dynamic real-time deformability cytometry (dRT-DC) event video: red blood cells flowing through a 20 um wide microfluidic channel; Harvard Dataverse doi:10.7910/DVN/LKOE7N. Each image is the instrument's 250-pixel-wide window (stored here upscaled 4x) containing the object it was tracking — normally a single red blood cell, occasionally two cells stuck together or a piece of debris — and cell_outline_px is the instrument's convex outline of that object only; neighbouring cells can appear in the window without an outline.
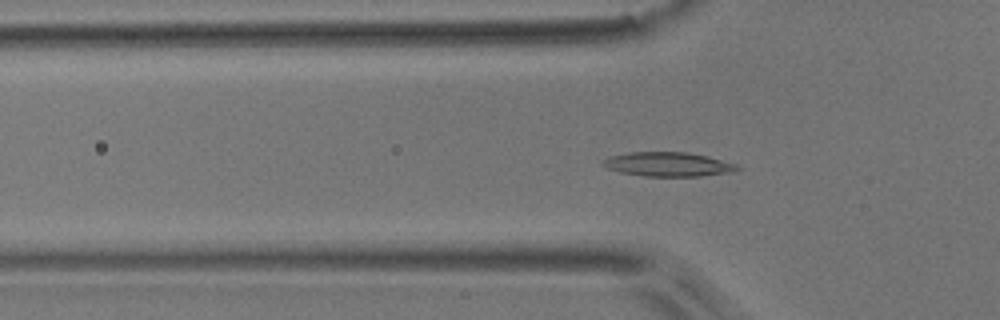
{"species": "common noctule bat (a hibernating species)", "species_latin": "Nyctalus noctula", "temperature_condition": "room temperature", "stored_images_in_passage": 53, "camera_frame_rate_fps": 3000, "um_per_image_px": 0.085, "animal": {"sex": "male", "body_mass_g": 17.9}, "frame": {"image": 1, "passage_image": 15, "time_ms": 4.667, "image_size_px": [1000, 320], "cell_outline_px": [[740, 168], [724, 172], [700, 176], [644, 176], [620, 172], [608, 168], [600, 164], [604, 160], [612, 156], [628, 152], [684, 152], [708, 156], [736, 164]], "centroid_in_image_um": [56.72, 13.96], "position_along_channel_um": 69.1, "area_um2": 18.55}}
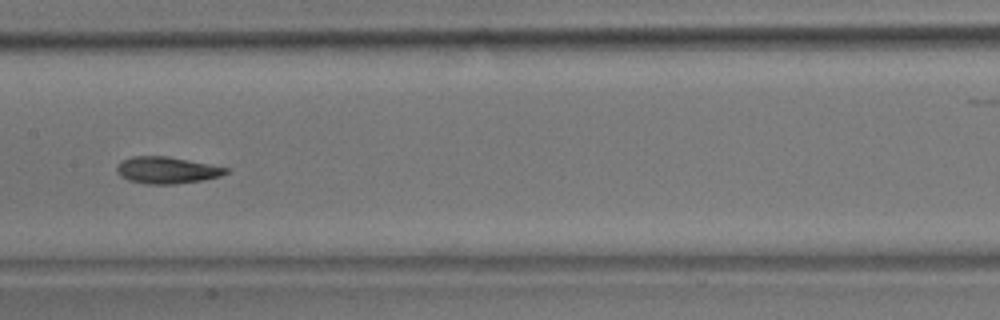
{"frame": {"image": 2, "passage_image": 25, "time_ms": 8.0, "image_size_px": [1000, 320], "cell_outline_px": [[228, 172], [220, 176], [200, 180], [176, 184], [148, 184], [128, 180], [120, 176], [116, 172], [116, 168], [120, 160], [132, 156], [168, 156], [228, 168]], "centroid_in_image_um": [14.12, 14.46], "position_along_channel_um": 193.3, "area_um2": 16.94}}
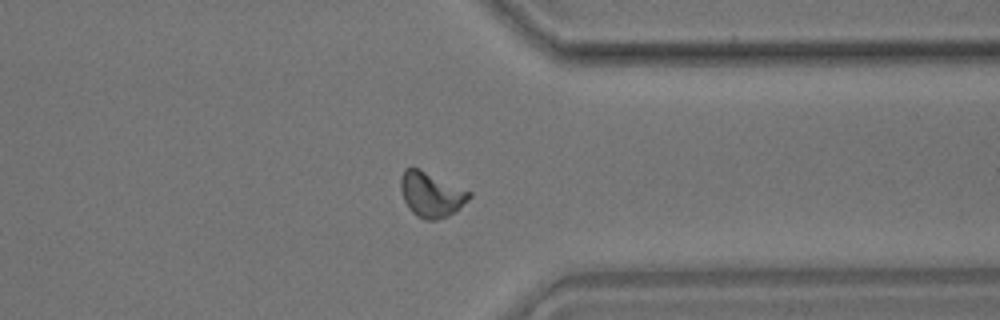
{"frame": {"image": 3, "passage_image": 40, "time_ms": 13.0, "image_size_px": [1000, 320], "cell_outline_px": [[472, 196], [456, 212], [448, 216], [436, 220], [424, 220], [416, 216], [408, 208], [404, 200], [400, 188], [400, 176], [404, 168], [412, 164], [472, 192]], "centroid_in_image_um": [36.63, 16.5], "position_along_channel_um": 374.8, "area_um2": 18.55}, "authors_computed_cell_mechanics": {"area_um2": 17.1088, "velocity_mm_per_s": 3.715, "shape_relaxation_time_tau1_ms": 5.2567, "shape_relaxation_time_tau2_ms": 3.5549, "deformation_change_tau1": 0.1459, "deformation_change_tau2": 0.0847}}